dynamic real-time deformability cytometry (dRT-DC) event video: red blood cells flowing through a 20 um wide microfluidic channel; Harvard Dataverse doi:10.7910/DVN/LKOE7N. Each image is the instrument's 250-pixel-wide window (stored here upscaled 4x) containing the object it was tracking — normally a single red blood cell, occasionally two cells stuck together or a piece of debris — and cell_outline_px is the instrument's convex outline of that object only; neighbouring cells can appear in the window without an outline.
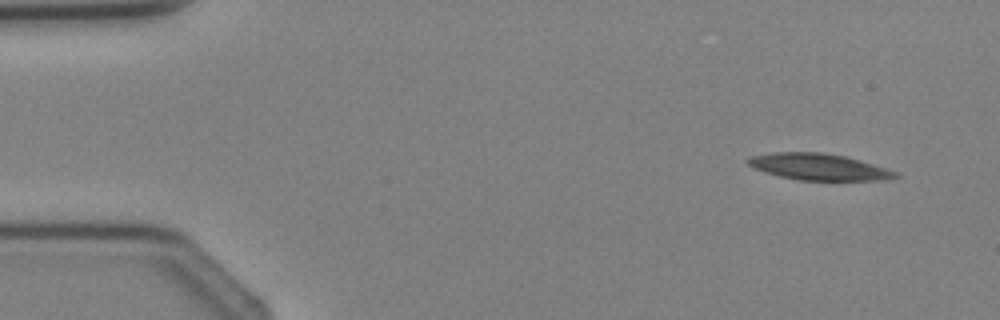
{"species": "Egyptian fruit bat (a non-hibernating species)", "species_latin": "Rousettus aegyptiacus", "temperature_condition": "cold", "stored_images_in_passage": 4, "camera_frame_rate_fps": 3000, "um_per_image_px": 0.085, "animal": {"sex": "female"}, "frame": {"image": 1, "passage_image": 1, "time_ms": 0.0, "image_size_px": [1000, 320], "cell_outline_px": [[900, 176], [888, 180], [800, 180], [780, 176], [756, 168], [748, 164], [744, 160], [752, 156], [772, 152], [820, 152], [844, 156], [860, 160], [896, 172]], "centroid_in_image_um": [69.6, 14.18], "position_along_channel_um": 15.4, "area_um2": 22.43}}
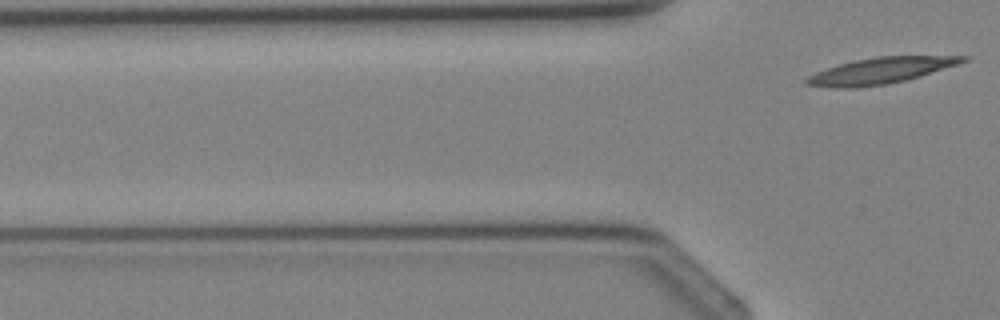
{"frame": {"image": 2, "passage_image": 4, "time_ms": 4.333, "image_size_px": [1000, 320], "cell_outline_px": [[968, 60], [960, 64], [920, 76], [904, 80], [884, 84], [852, 88], [836, 88], [804, 84], [804, 80], [808, 76], [816, 72], [840, 64], [856, 60], [876, 56], [968, 56]], "centroid_in_image_um": [74.86, 6.0], "position_along_channel_um": 50.9, "area_um2": 23.52}}